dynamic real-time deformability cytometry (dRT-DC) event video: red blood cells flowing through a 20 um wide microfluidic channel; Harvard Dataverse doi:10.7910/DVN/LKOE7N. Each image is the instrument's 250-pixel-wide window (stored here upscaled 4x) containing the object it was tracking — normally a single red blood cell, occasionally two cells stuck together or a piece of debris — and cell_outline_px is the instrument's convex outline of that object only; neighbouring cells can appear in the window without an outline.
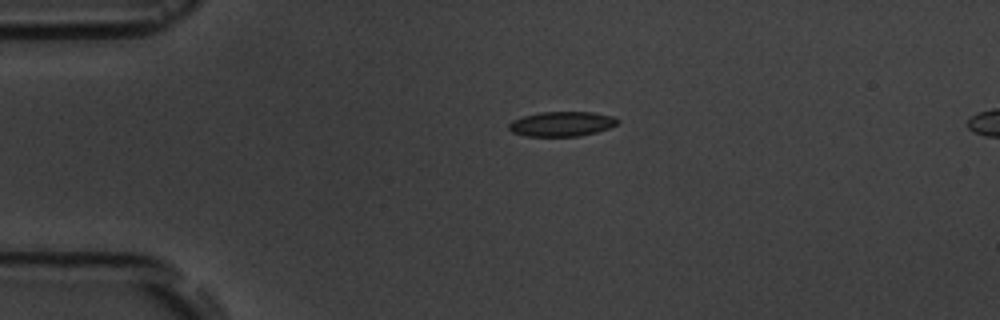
{"species": "common noctule bat (a hibernating species)", "species_latin": "Nyctalus noctula", "temperature_condition": "room temperature", "stored_images_in_passage": 3, "segment_of_instrument_passage": [1, 2], "camera_frame_rate_fps": 3000, "um_per_image_px": 0.085, "animal": {"sex": "male", "body_mass_g": 19.5, "forearm_length_mm": 54.6}, "frame": {"image": 1, "passage_image": 1, "time_ms": 0.0, "image_size_px": [1000, 320], "cell_outline_px": [[620, 120], [616, 124], [608, 128], [596, 132], [580, 136], [528, 136], [512, 132], [508, 128], [508, 124], [512, 120], [524, 116], [540, 112], [592, 112], [612, 116]], "centroid_in_image_um": [47.73, 10.53], "position_along_channel_um": 37.3, "area_um2": 15.61}}